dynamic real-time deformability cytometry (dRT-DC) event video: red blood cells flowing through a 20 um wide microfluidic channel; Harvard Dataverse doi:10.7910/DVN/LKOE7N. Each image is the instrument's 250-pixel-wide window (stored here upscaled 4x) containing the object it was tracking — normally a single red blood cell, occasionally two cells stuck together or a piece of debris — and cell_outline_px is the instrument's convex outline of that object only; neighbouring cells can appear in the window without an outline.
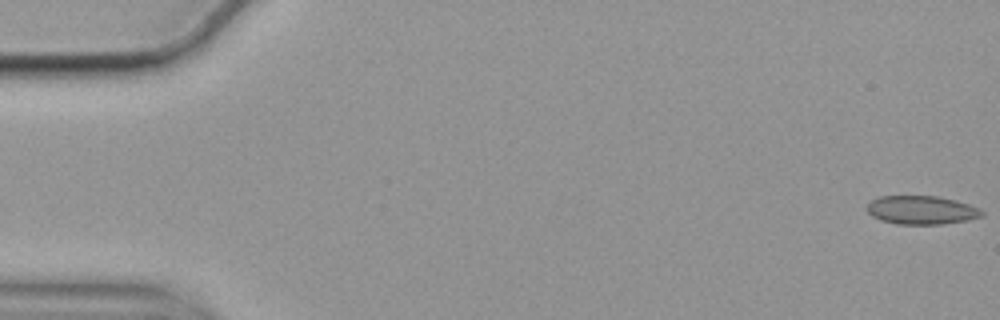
{"species": "common noctule bat (a hibernating species)", "species_latin": "Nyctalus noctula", "temperature_condition": "cold", "stored_images_in_passage": 11, "camera_frame_rate_fps": 3000, "um_per_image_px": 0.085, "animal": {"sex": "female", "body_mass_g": 19.9}, "frame": {"image": 1, "passage_image": 1, "time_ms": 0.0, "image_size_px": [1000, 320], "cell_outline_px": [[984, 216], [968, 220], [940, 224], [896, 224], [880, 220], [872, 216], [864, 208], [872, 200], [880, 196], [940, 196], [956, 200], [980, 208], [984, 212]], "centroid_in_image_um": [78.33, 17.85], "position_along_channel_um": 6.7, "area_um2": 19.31}}